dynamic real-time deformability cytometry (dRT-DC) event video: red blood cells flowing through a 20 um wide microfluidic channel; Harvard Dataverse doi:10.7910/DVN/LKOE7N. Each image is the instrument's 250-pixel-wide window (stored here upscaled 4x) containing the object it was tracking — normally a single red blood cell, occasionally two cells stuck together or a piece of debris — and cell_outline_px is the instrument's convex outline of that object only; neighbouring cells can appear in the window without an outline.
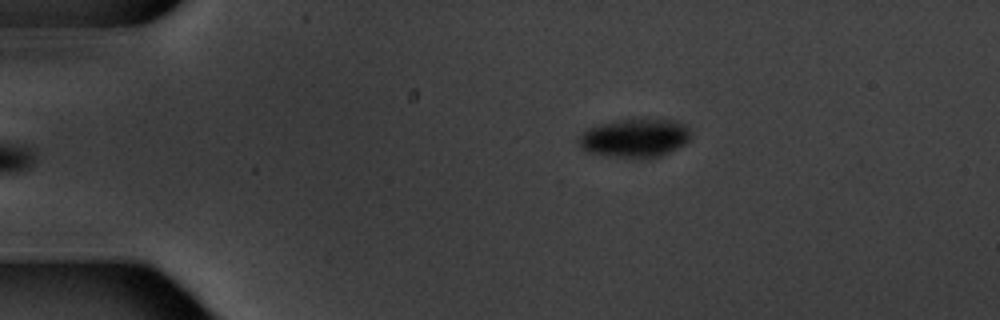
{"species": "common noctule bat (a hibernating species)", "species_latin": "Nyctalus noctula", "temperature_condition": "warm", "stored_images_in_passage": 6, "camera_frame_rate_fps": 3000, "um_per_image_px": 0.085, "animal": {"sex": "male", "body_mass_g": 20.1, "forearm_length_mm": 53.5}, "frame": {"image": 1, "passage_image": 6, "time_ms": 6.0, "image_size_px": [1000, 320], "cell_outline_px": [[692, 132], [688, 140], [684, 144], [660, 156], [648, 160], [640, 160], [608, 156], [588, 152], [580, 148], [576, 140], [588, 128], [600, 124], [620, 120], [676, 120], [684, 124]], "centroid_in_image_um": [53.95, 11.77], "position_along_channel_um": 31.1, "area_um2": 25.43}}